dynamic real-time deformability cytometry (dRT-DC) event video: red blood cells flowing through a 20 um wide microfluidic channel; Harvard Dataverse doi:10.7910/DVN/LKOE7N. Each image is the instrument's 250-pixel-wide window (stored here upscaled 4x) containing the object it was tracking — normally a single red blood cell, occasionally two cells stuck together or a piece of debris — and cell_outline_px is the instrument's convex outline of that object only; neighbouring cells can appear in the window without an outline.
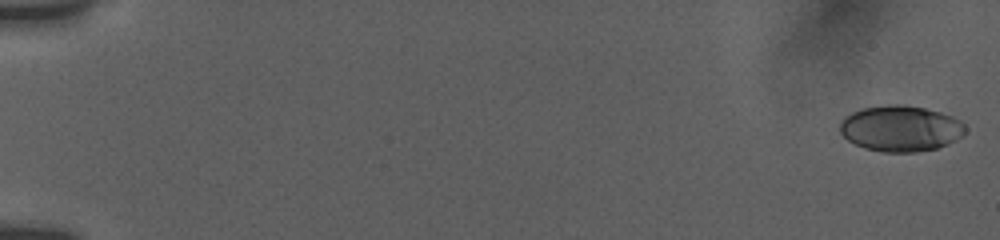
{"species": "human", "species_latin": "Homo sapiens", "temperature_condition": "room temperature", "stored_images_in_passage": 31, "camera_frame_rate_fps": 3000, "um_per_image_px": 0.085, "donor": {"sex": "female"}, "frame": {"image": 1, "passage_image": 1, "time_ms": 0.0, "image_size_px": [1000, 240], "cell_outline_px": [[968, 128], [964, 136], [948, 144], [936, 148], [916, 152], [880, 152], [864, 148], [848, 140], [840, 132], [840, 124], [844, 116], [852, 112], [864, 108], [888, 104], [904, 104], [924, 108], [940, 112], [952, 116], [960, 120]], "centroid_in_image_um": [76.58, 10.92], "position_along_channel_um": 8.4, "area_um2": 33.81}}
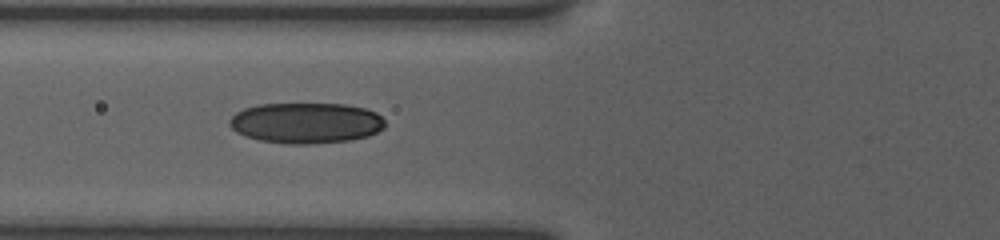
{"frame": {"image": 2, "passage_image": 18, "time_ms": 7.333, "image_size_px": [1000, 240], "cell_outline_px": [[384, 128], [368, 136], [348, 140], [312, 144], [284, 144], [260, 140], [244, 136], [236, 132], [228, 124], [228, 120], [236, 112], [244, 108], [260, 104], [344, 104], [364, 108], [376, 112], [384, 120]], "centroid_in_image_um": [25.98, 10.45], "position_along_channel_um": 99.8, "area_um2": 36.99}}
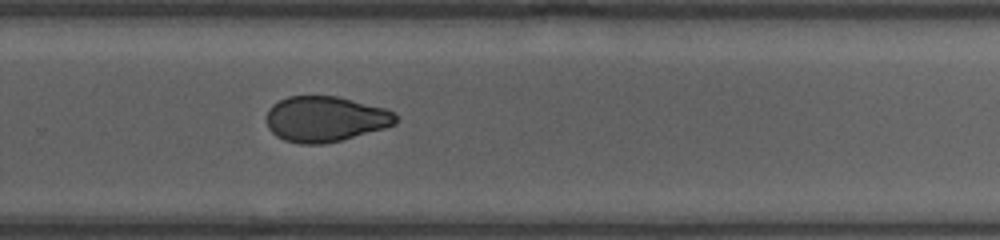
{"frame": {"image": 3, "passage_image": 31, "time_ms": 12.667, "image_size_px": [1000, 240], "cell_outline_px": [[400, 120], [396, 124], [384, 128], [340, 140], [324, 144], [300, 144], [284, 140], [276, 136], [268, 128], [264, 120], [268, 108], [272, 104], [288, 96], [336, 96], [384, 108], [392, 112]], "centroid_in_image_um": [27.6, 10.12], "position_along_channel_um": 302.2, "area_um2": 34.39}}